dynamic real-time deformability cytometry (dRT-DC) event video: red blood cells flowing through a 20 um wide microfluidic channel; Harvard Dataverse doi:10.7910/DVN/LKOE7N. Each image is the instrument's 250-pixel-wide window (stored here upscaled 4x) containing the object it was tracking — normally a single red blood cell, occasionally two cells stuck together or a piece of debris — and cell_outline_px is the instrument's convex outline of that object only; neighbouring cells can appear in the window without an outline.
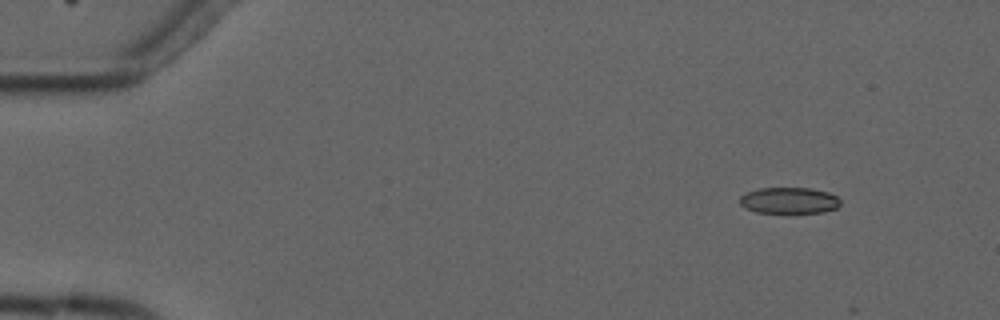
{"species": "common noctule bat (a hibernating species)", "species_latin": "Nyctalus noctula", "temperature_condition": "cold", "stored_images_in_passage": 3, "camera_frame_rate_fps": 3000, "um_per_image_px": 0.085, "animal": {"sex": "male", "forearm_length_mm": 52.5}, "frame": {"image": 1, "passage_image": 1, "time_ms": 0.0, "image_size_px": [1000, 320], "cell_outline_px": [[840, 204], [836, 208], [824, 212], [756, 212], [744, 208], [740, 204], [740, 196], [748, 192], [760, 188], [812, 188], [828, 192], [836, 196], [840, 200]], "centroid_in_image_um": [67.07, 17.03], "position_along_channel_um": 17.9, "area_um2": 15.26}}